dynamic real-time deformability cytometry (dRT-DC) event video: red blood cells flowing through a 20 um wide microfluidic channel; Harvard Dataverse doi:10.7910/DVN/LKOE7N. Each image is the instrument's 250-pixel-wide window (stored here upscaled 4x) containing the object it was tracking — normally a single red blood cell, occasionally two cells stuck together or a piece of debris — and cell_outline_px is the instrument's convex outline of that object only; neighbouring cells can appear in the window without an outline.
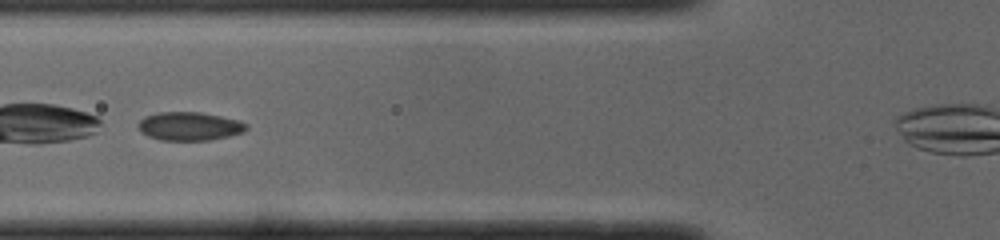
{"species": "common noctule bat (a hibernating species)", "species_latin": "Nyctalus noctula", "temperature_condition": "cold", "stored_images_in_passage": 27, "camera_frame_rate_fps": 3000, "um_per_image_px": 0.085, "animal": {"sex": "male", "body_mass_g": 19.0, "forearm_length_mm": 50.8}, "frame": {"image": 1, "passage_image": 8, "time_ms": 2.333, "image_size_px": [1000, 240], "cell_outline_px": [[248, 128], [244, 132], [228, 136], [208, 140], [160, 140], [148, 136], [140, 132], [136, 124], [144, 116], [160, 112], [200, 112], [220, 116], [236, 120], [248, 124]], "centroid_in_image_um": [16.06, 10.73], "position_along_channel_um": 109.7, "area_um2": 17.98}}
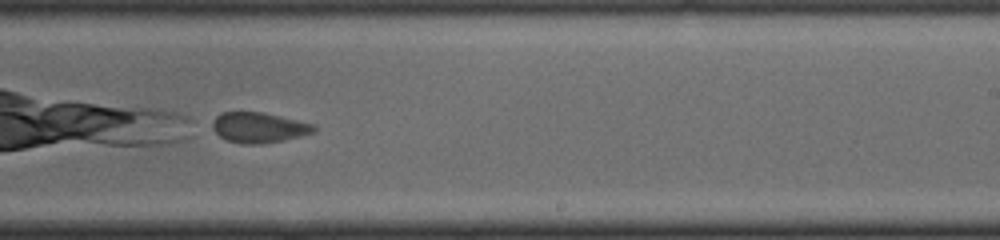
{"frame": {"image": 2, "passage_image": 20, "time_ms": 6.333, "image_size_px": [1000, 240], "cell_outline_px": [[316, 132], [284, 140], [264, 144], [240, 144], [228, 140], [220, 136], [212, 128], [208, 120], [220, 112], [260, 112], [280, 116], [316, 124]], "centroid_in_image_um": [21.96, 10.83], "position_along_channel_um": 267.0, "area_um2": 18.32}}
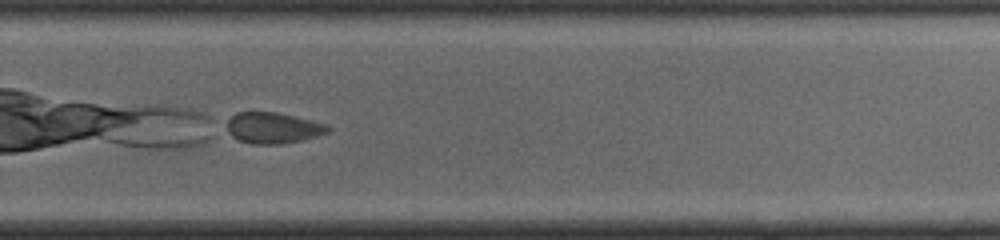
{"frame": {"image": 3, "passage_image": 23, "time_ms": 7.333, "image_size_px": [1000, 240], "cell_outline_px": [[332, 128], [328, 132], [316, 136], [300, 140], [280, 144], [252, 144], [240, 140], [232, 136], [228, 132], [224, 120], [236, 112], [276, 112], [328, 124]], "centroid_in_image_um": [23.16, 10.86], "position_along_channel_um": 306.6, "area_um2": 18.38}, "authors_computed_cell_mechanics": {"area_um2": 18.3226, "velocity_mm_per_s": 3.9498, "shape_relaxation_time_tau1_ms": null, "shape_relaxation_time_tau2_ms": 1.6553, "deformation_change_tau1": null, "deformation_change_tau2": 0.0867}}